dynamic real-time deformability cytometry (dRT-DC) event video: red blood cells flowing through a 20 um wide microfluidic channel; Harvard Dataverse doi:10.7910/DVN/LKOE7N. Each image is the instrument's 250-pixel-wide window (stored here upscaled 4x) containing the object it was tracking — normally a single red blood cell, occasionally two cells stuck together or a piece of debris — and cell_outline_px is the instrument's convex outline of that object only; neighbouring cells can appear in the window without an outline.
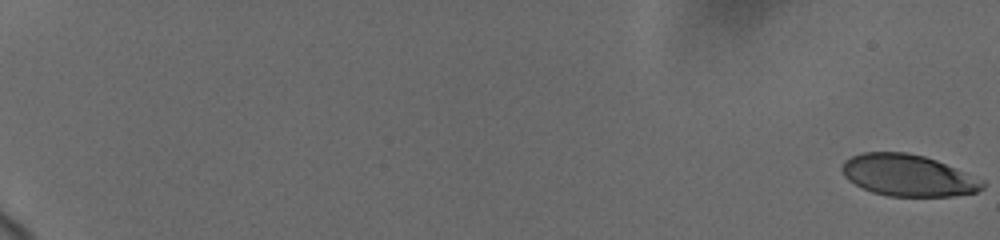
{"species": "human", "species_latin": "Homo sapiens", "temperature_condition": "cold", "stored_images_in_passage": 28, "camera_frame_rate_fps": 3000, "um_per_image_px": 0.085, "donor": {"sex": "female"}, "frame": {"image": 1, "passage_image": 1, "time_ms": 0.0, "image_size_px": [1000, 240], "cell_outline_px": [[984, 188], [976, 192], [952, 196], [888, 196], [872, 192], [848, 180], [844, 176], [840, 168], [844, 160], [852, 156], [864, 152], [908, 152], [924, 156], [936, 160], [984, 180]], "centroid_in_image_um": [77.17, 14.9], "position_along_channel_um": 7.8, "area_um2": 34.04}}